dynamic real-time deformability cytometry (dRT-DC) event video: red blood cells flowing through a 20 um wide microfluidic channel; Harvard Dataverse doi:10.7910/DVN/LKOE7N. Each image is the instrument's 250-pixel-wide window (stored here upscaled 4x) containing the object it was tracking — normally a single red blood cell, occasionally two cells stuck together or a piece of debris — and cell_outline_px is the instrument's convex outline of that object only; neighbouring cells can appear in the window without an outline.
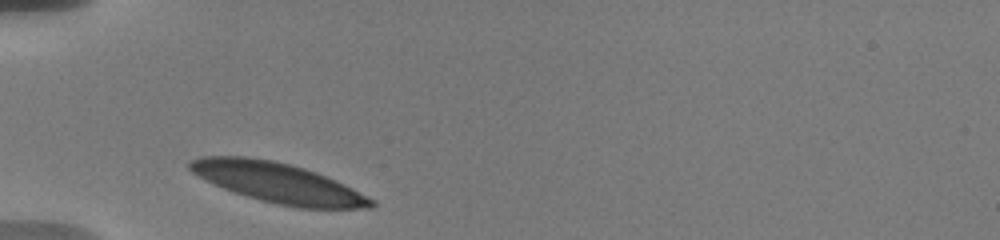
{"species": "human", "species_latin": "Homo sapiens", "temperature_condition": "warm", "stored_images_in_passage": 7, "camera_frame_rate_fps": 3000, "um_per_image_px": 0.085, "donor": {"sex": "male"}, "frame": {"image": 1, "passage_image": 1, "time_ms": 0.0, "image_size_px": [1000, 240], "cell_outline_px": [[376, 204], [372, 208], [296, 208], [276, 204], [260, 200], [224, 188], [192, 172], [188, 168], [188, 160], [204, 156], [244, 156], [272, 160], [304, 168], [316, 172], [344, 184], [376, 200]], "centroid_in_image_um": [23.66, 15.54], "position_along_channel_um": 61.3, "area_um2": 41.91}}
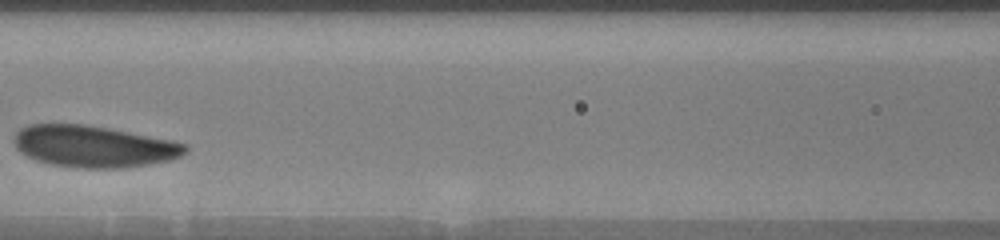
{"frame": {"image": 2, "passage_image": 6, "time_ms": 3.0, "image_size_px": [1000, 240], "cell_outline_px": [[188, 152], [180, 156], [168, 160], [148, 164], [120, 168], [76, 168], [48, 164], [24, 156], [16, 148], [12, 140], [16, 132], [20, 128], [28, 124], [84, 124], [108, 128], [172, 140], [188, 144]], "centroid_in_image_um": [7.92, 12.44], "position_along_channel_um": 158.7, "area_um2": 41.91}}
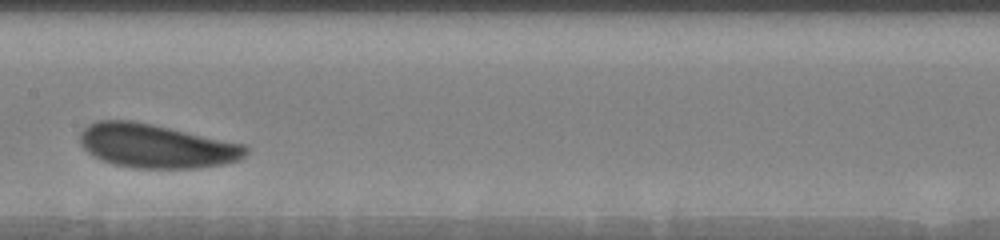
{"frame": {"image": 3, "passage_image": 7, "time_ms": 4.0, "image_size_px": [1000, 240], "cell_outline_px": [[248, 152], [240, 160], [224, 164], [200, 168], [136, 168], [112, 164], [100, 160], [92, 156], [80, 144], [80, 132], [88, 124], [96, 120], [132, 120], [152, 124], [248, 144]], "centroid_in_image_um": [13.3, 12.41], "position_along_channel_um": 194.1, "area_um2": 42.95}}